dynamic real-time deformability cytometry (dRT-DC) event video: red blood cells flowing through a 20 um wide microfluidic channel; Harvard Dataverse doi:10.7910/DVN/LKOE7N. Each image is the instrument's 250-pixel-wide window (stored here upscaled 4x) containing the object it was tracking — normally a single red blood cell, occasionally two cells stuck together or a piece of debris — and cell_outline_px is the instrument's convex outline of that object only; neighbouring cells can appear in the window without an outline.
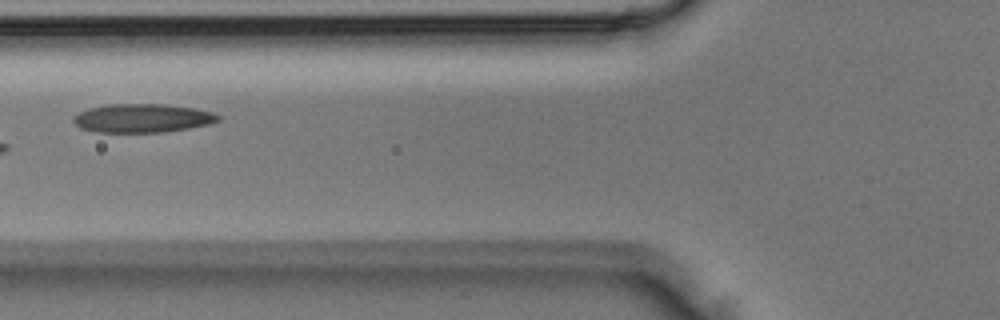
{"species": "Egyptian fruit bat (a non-hibernating species)", "species_latin": "Rousettus aegyptiacus", "temperature_condition": "room temperature", "stored_images_in_passage": 3, "camera_frame_rate_fps": 3000, "um_per_image_px": 0.085, "animal": {"sex": "male"}, "frame": {"image": 1, "passage_image": 3, "time_ms": 0.667, "image_size_px": [1000, 320], "cell_outline_px": [[220, 120], [212, 124], [164, 132], [96, 132], [80, 128], [72, 120], [72, 116], [88, 108], [108, 104], [164, 104], [192, 108], [216, 112], [220, 116]], "centroid_in_image_um": [12.12, 10.04], "position_along_channel_um": 113.7, "area_um2": 24.33}}